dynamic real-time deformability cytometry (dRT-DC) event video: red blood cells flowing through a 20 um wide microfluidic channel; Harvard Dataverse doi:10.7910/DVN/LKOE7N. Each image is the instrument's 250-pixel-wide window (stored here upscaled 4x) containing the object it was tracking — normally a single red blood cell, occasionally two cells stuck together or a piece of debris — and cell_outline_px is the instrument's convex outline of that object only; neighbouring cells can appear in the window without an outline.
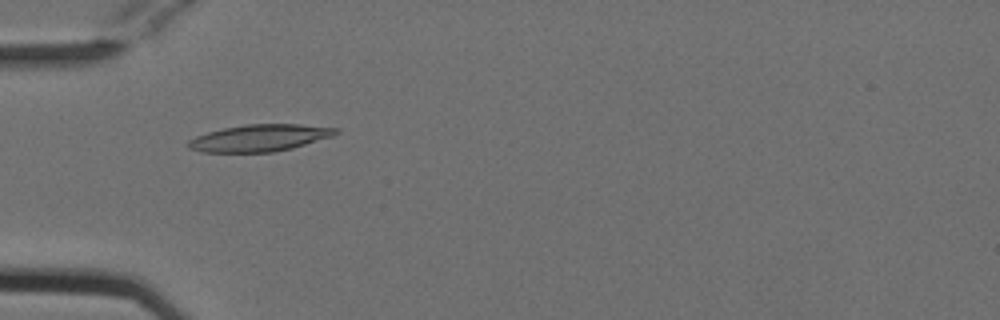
{"species": "Egyptian fruit bat (a non-hibernating species)", "species_latin": "Rousettus aegyptiacus", "temperature_condition": "cold", "stored_images_in_passage": 53, "camera_frame_rate_fps": 3000, "um_per_image_px": 0.085, "animal": {"sex": "female"}, "frame": {"image": 1, "passage_image": 17, "time_ms": 5.333, "image_size_px": [1000, 320], "cell_outline_px": [[340, 132], [332, 136], [292, 148], [272, 152], [200, 152], [188, 148], [188, 140], [196, 136], [208, 132], [224, 128], [244, 124], [300, 124], [340, 128]], "centroid_in_image_um": [22.08, 11.72], "position_along_channel_um": 62.9, "area_um2": 23.12}}
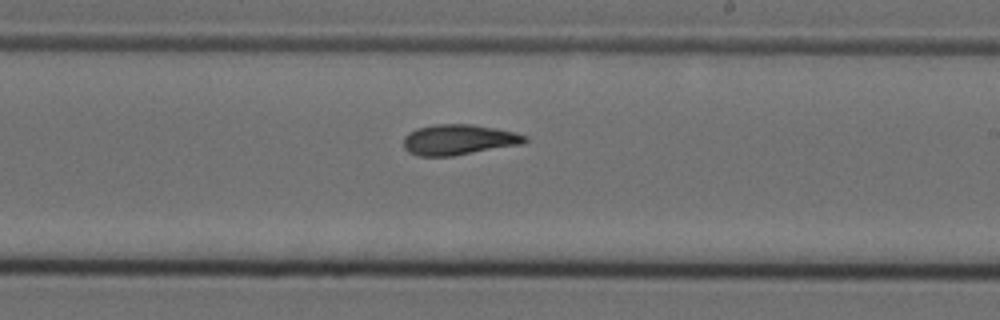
{"frame": {"image": 2, "passage_image": 32, "time_ms": 10.333, "image_size_px": [1000, 320], "cell_outline_px": [[528, 140], [520, 144], [452, 156], [416, 156], [408, 152], [404, 148], [404, 136], [408, 132], [416, 128], [436, 124], [472, 124], [496, 128], [516, 132], [528, 136]], "centroid_in_image_um": [38.96, 11.86], "position_along_channel_um": 250.0, "area_um2": 21.62}}
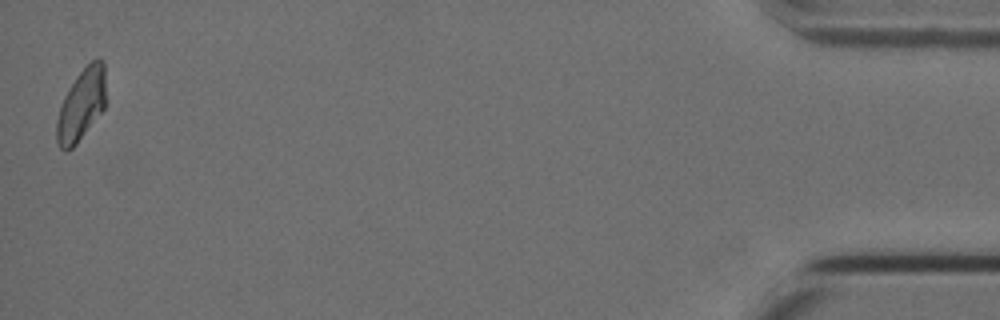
{"frame": {"image": 3, "passage_image": 53, "time_ms": 17.333, "image_size_px": [1000, 320], "cell_outline_px": [[104, 108], [76, 144], [68, 152], [64, 152], [60, 148], [56, 140], [56, 120], [64, 96], [68, 88], [76, 76], [96, 56], [100, 56], [104, 60]], "centroid_in_image_um": [6.89, 8.9], "position_along_channel_um": 428.3, "area_um2": 20.46}, "authors_computed_cell_mechanics": {"area_um2": 21.4438, "velocity_mm_per_s": 3.7792, "shape_relaxation_time_tau1_ms": 10.5514, "shape_relaxation_time_tau2_ms": 2.0801, "deformation_change_tau1": 0.2174, "deformation_change_tau2": 0.079}}